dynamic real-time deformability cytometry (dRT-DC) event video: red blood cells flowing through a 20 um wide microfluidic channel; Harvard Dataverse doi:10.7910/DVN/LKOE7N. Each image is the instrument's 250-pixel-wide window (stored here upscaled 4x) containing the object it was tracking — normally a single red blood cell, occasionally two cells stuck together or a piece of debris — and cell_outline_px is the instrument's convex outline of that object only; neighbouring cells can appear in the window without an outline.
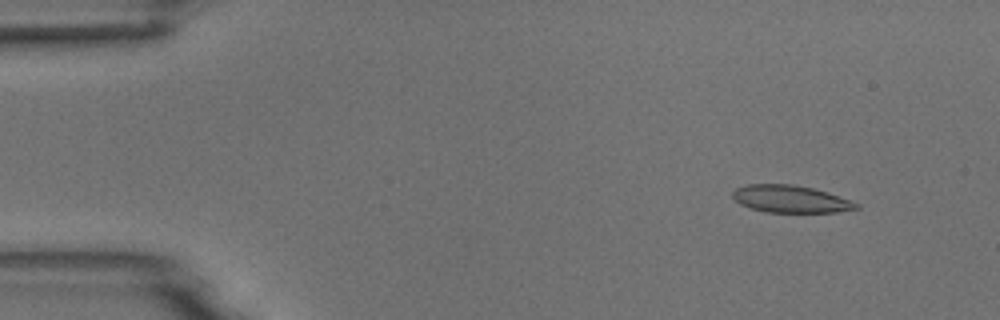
{"species": "common noctule bat (a hibernating species)", "species_latin": "Nyctalus noctula", "temperature_condition": "room temperature", "stored_images_in_passage": 5, "camera_frame_rate_fps": 3000, "um_per_image_px": 0.085, "animal": {"sex": "male", "body_mass_g": 18.8}, "frame": {"image": 1, "passage_image": 2, "time_ms": 1.333, "image_size_px": [1000, 320], "cell_outline_px": [[860, 208], [836, 212], [768, 212], [752, 208], [740, 204], [732, 196], [732, 192], [736, 188], [748, 184], [792, 184], [812, 188], [828, 192], [860, 204]], "centroid_in_image_um": [67.21, 16.91], "position_along_channel_um": 17.8, "area_um2": 19.54}}
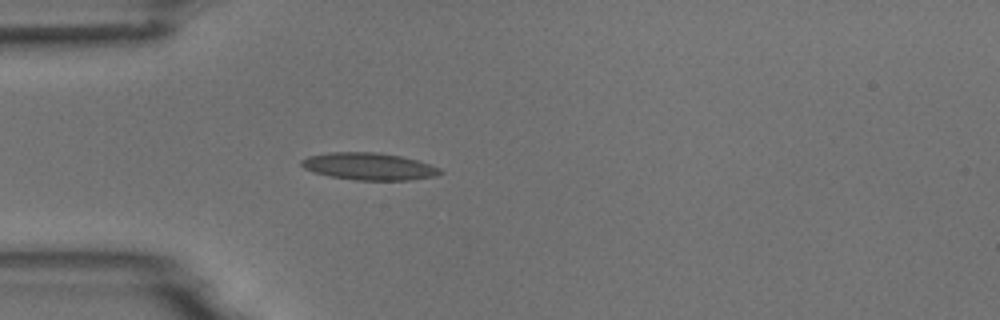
{"frame": {"image": 2, "passage_image": 5, "time_ms": 4.667, "image_size_px": [1000, 320], "cell_outline_px": [[444, 172], [436, 176], [412, 180], [356, 180], [328, 176], [312, 172], [304, 168], [300, 164], [300, 160], [308, 156], [328, 152], [380, 152], [400, 156], [416, 160], [440, 168]], "centroid_in_image_um": [31.34, 14.14], "position_along_channel_um": 53.7, "area_um2": 22.14}}